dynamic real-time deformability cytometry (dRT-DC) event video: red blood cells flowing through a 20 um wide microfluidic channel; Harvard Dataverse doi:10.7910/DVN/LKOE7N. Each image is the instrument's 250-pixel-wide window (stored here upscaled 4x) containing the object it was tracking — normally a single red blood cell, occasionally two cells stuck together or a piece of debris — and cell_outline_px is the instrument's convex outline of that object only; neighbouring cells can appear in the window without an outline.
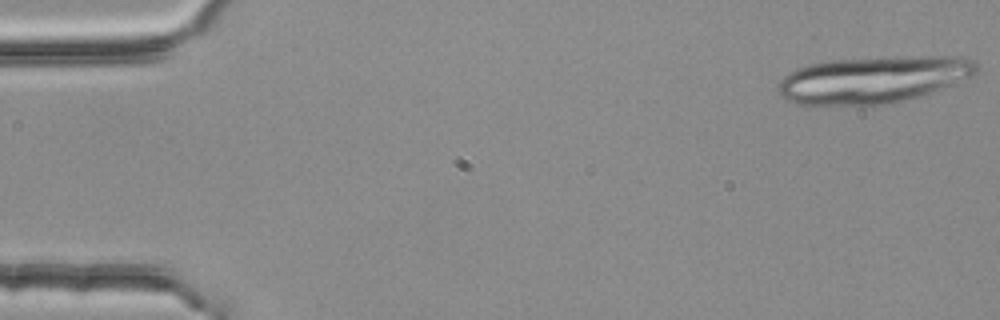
{"species": "common noctule bat (a hibernating species)", "species_latin": "Nyctalus noctula", "temperature_condition": "room temperature", "stored_images_in_passage": 6, "camera_frame_rate_fps": 3000, "um_per_image_px": 0.085, "animal": {"sex": "female", "body_mass_g": 25.1}, "frame": {"image": 1, "passage_image": 1, "time_ms": 0.0, "image_size_px": [1000, 320], "cell_outline_px": [[980, 68], [972, 76], [940, 88], [904, 100], [884, 104], [796, 104], [784, 100], [780, 96], [780, 80], [784, 76], [796, 68], [812, 64], [832, 60], [920, 56], [960, 56], [976, 60]], "centroid_in_image_um": [74.24, 6.75], "position_along_channel_um": 10.8, "area_um2": 53.41}}